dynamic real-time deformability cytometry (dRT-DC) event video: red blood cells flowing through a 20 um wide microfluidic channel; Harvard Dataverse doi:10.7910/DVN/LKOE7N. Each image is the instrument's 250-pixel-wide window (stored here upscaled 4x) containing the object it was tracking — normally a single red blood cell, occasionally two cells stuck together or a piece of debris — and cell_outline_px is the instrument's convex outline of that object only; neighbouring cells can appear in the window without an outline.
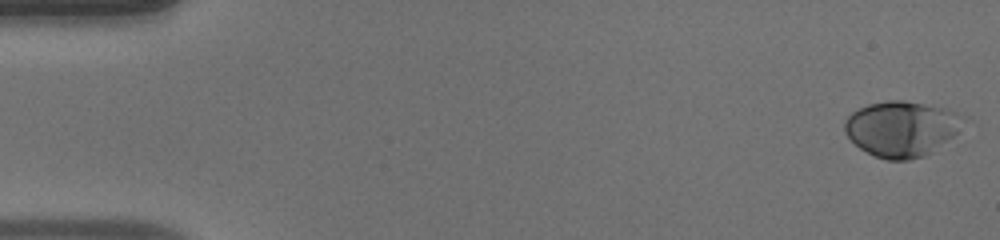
{"species": "human", "species_latin": "Homo sapiens", "temperature_condition": "warm", "stored_images_in_passage": 51, "camera_frame_rate_fps": 3000, "um_per_image_px": 0.085, "donor": {"sex": "male"}, "frame": {"image": 1, "passage_image": 1, "time_ms": 0.0, "image_size_px": [1000, 240], "cell_outline_px": [[956, 132], [952, 136], [924, 156], [908, 160], [888, 160], [876, 156], [860, 148], [844, 132], [844, 120], [852, 112], [868, 104], [888, 100], [904, 100], [944, 108], [956, 112]], "centroid_in_image_um": [76.5, 10.94], "position_along_channel_um": 8.5, "area_um2": 37.17}}
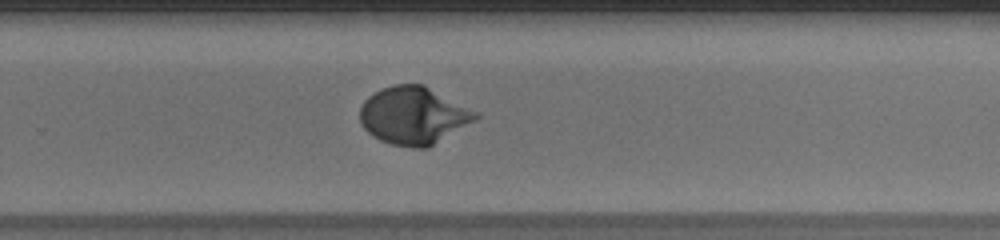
{"frame": {"image": 2, "passage_image": 34, "time_ms": 11.0, "image_size_px": [1000, 240], "cell_outline_px": [[480, 116], [476, 120], [428, 148], [412, 148], [392, 144], [380, 140], [372, 136], [360, 124], [360, 108], [364, 100], [368, 96], [384, 88], [396, 84], [424, 84], [480, 112]], "centroid_in_image_um": [35.18, 9.82], "position_along_channel_um": 294.6, "area_um2": 39.07}}
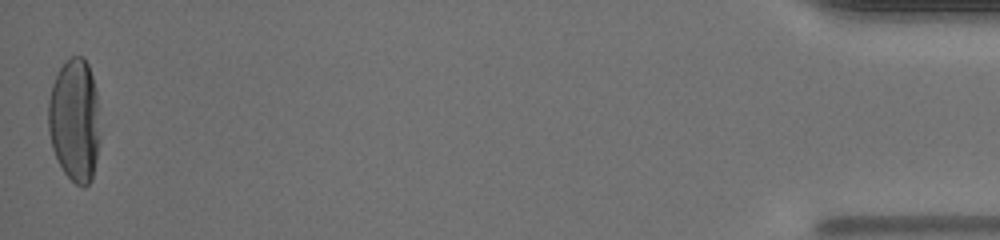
{"frame": {"image": 3, "passage_image": 51, "time_ms": 16.667, "image_size_px": [1000, 240], "cell_outline_px": [[96, 160], [92, 180], [84, 188], [76, 184], [64, 172], [52, 148], [48, 132], [48, 100], [52, 84], [60, 68], [72, 56], [84, 56], [88, 64], [92, 76], [96, 92]], "centroid_in_image_um": [6.29, 10.21], "position_along_channel_um": 428.9, "area_um2": 36.18}, "authors_computed_cell_mechanics": {"area_um2": 36.414, "velocity_mm_per_s": 3.9995, "shape_relaxation_time_tau1_ms": 3.698, "shape_relaxation_time_tau2_ms": null, "deformation_change_tau1": 0.2049, "deformation_change_tau2": null}}